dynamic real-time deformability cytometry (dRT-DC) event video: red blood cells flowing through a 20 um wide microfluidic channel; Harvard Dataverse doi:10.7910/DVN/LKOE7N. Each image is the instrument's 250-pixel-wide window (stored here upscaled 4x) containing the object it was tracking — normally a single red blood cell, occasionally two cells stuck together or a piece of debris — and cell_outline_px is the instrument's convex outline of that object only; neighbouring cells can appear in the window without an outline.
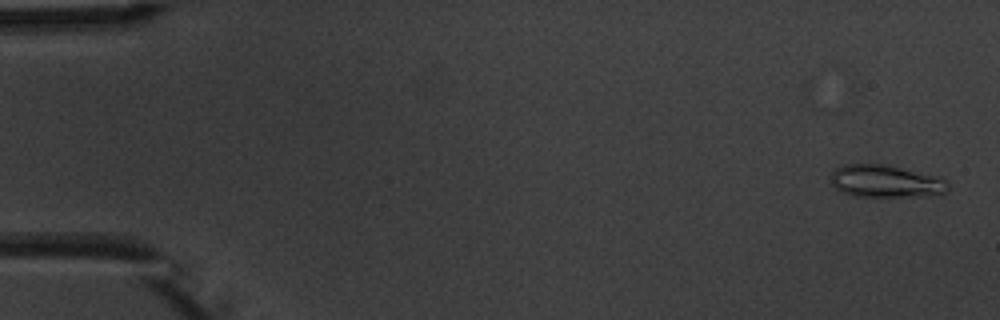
{"species": "common noctule bat (a hibernating species)", "species_latin": "Nyctalus noctula", "temperature_condition": "warm", "stored_images_in_passage": 5, "camera_frame_rate_fps": 3000, "um_per_image_px": 0.085, "animal": {"sex": "male", "body_mass_g": 20.1, "forearm_length_mm": 53.5}, "frame": {"image": 1, "passage_image": 1, "time_ms": 0.0, "image_size_px": [1000, 320], "cell_outline_px": [[948, 188], [944, 192], [932, 196], [852, 196], [836, 188], [828, 180], [832, 172], [836, 168], [844, 164], [880, 164], [940, 176], [948, 184]], "centroid_in_image_um": [75.26, 15.41], "position_along_channel_um": 9.7, "area_um2": 22.08}}
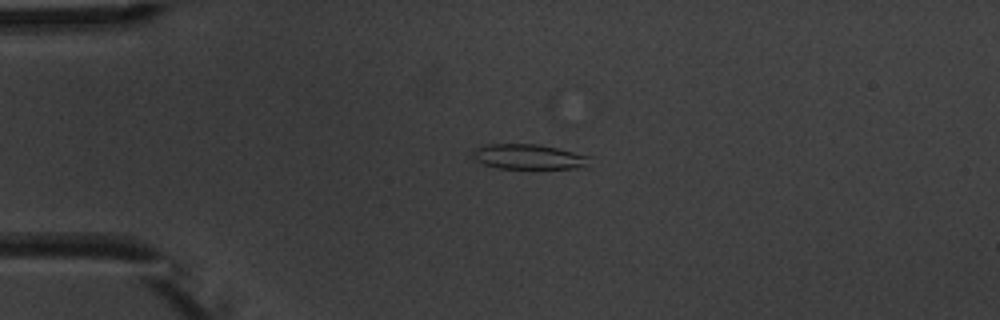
{"frame": {"image": 2, "passage_image": 4, "time_ms": 3.667, "image_size_px": [1000, 320], "cell_outline_px": [[592, 156], [588, 168], [500, 168], [484, 164], [476, 160], [472, 156], [472, 152], [476, 148], [484, 144], [540, 144]], "centroid_in_image_um": [45.0, 13.32], "position_along_channel_um": 40.0, "area_um2": 17.22}}